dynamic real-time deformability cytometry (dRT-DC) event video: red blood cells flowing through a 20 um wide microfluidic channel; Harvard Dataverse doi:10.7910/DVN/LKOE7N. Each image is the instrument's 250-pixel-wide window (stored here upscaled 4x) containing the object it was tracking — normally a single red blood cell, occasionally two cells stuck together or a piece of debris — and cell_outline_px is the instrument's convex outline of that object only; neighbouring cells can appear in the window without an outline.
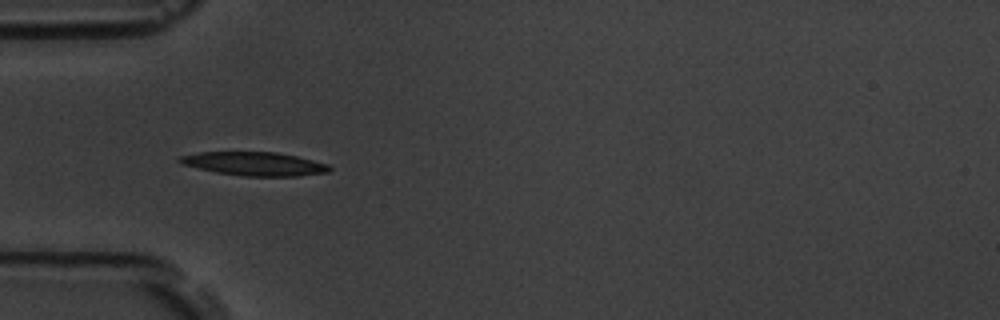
{"species": "common noctule bat (a hibernating species)", "species_latin": "Nyctalus noctula", "temperature_condition": "room temperature", "stored_images_in_passage": 30, "camera_frame_rate_fps": 3000, "um_per_image_px": 0.085, "animal": {"sex": "male", "body_mass_g": 19.5, "forearm_length_mm": 54.6}, "frame": {"image": 1, "passage_image": 3, "time_ms": 0.667, "image_size_px": [1000, 320], "cell_outline_px": [[332, 168], [328, 172], [296, 176], [244, 176], [216, 172], [180, 164], [176, 160], [180, 156], [200, 152], [276, 152], [296, 156], [328, 164]], "centroid_in_image_um": [21.6, 13.92], "position_along_channel_um": 63.4, "area_um2": 20.52}}
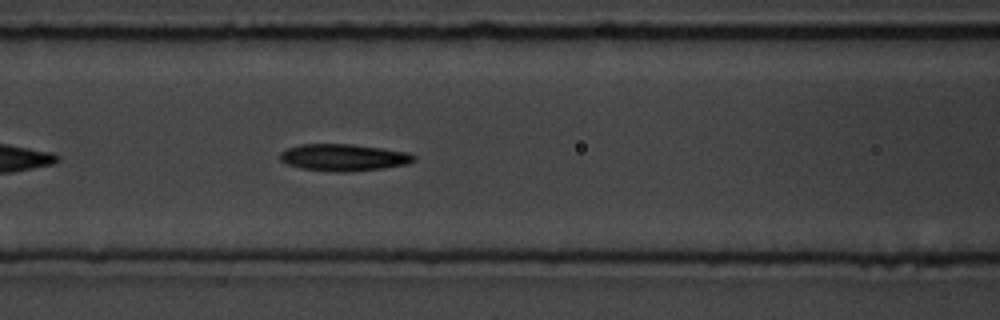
{"frame": {"image": 2, "passage_image": 9, "time_ms": 2.667, "image_size_px": [1000, 320], "cell_outline_px": [[416, 160], [408, 164], [384, 168], [348, 172], [336, 172], [300, 168], [288, 164], [280, 160], [280, 152], [288, 148], [300, 144], [352, 144], [408, 152], [416, 156]], "centroid_in_image_um": [29.22, 13.39], "position_along_channel_um": 137.4, "area_um2": 21.04}}
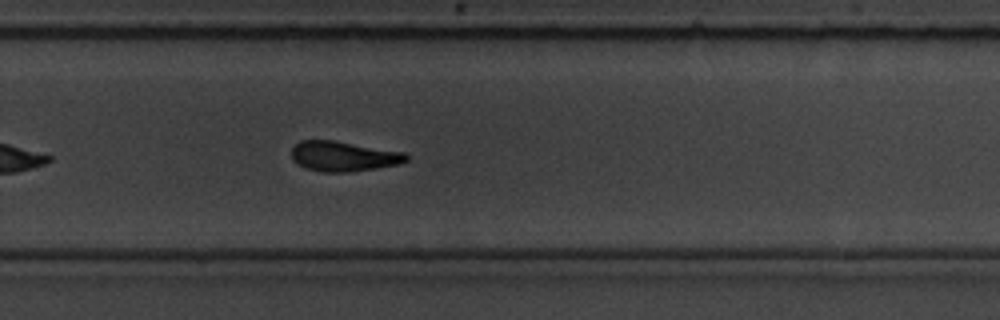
{"frame": {"image": 3, "passage_image": 22, "time_ms": 7.0, "image_size_px": [1000, 320], "cell_outline_px": [[408, 160], [400, 164], [376, 168], [348, 172], [324, 172], [304, 168], [292, 160], [292, 148], [300, 140], [336, 140], [404, 152], [408, 156]], "centroid_in_image_um": [29.19, 13.28], "position_along_channel_um": 300.6, "area_um2": 20.23}, "authors_computed_cell_mechanics": {"area_um2": 20.808, "velocity_mm_per_s": 3.7797, "shape_relaxation_time_tau1_ms": 3.0572, "shape_relaxation_time_tau2_ms": 4.133, "deformation_change_tau1": 0.1544, "deformation_change_tau2": 0.1239}}